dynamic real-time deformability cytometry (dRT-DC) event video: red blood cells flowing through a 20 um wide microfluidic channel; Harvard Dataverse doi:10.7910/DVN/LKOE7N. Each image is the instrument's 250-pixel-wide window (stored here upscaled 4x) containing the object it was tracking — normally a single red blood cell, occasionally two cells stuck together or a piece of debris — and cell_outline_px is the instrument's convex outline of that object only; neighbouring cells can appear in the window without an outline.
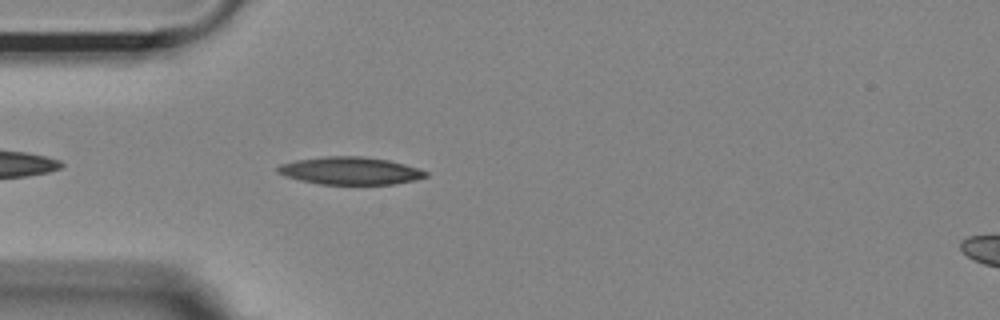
{"species": "Egyptian fruit bat (a non-hibernating species)", "species_latin": "Rousettus aegyptiacus", "temperature_condition": "room temperature", "stored_images_in_passage": 20, "camera_frame_rate_fps": 3000, "um_per_image_px": 0.085, "animal": {"sex": "female"}, "frame": {"image": 1, "passage_image": 3, "time_ms": 0.667, "image_size_px": [1000, 320], "cell_outline_px": [[428, 176], [416, 180], [396, 184], [320, 184], [300, 180], [276, 172], [276, 168], [280, 164], [296, 160], [324, 156], [364, 156], [388, 160], [404, 164], [428, 172]], "centroid_in_image_um": [29.78, 14.51], "position_along_channel_um": 55.2, "area_um2": 23.76}}
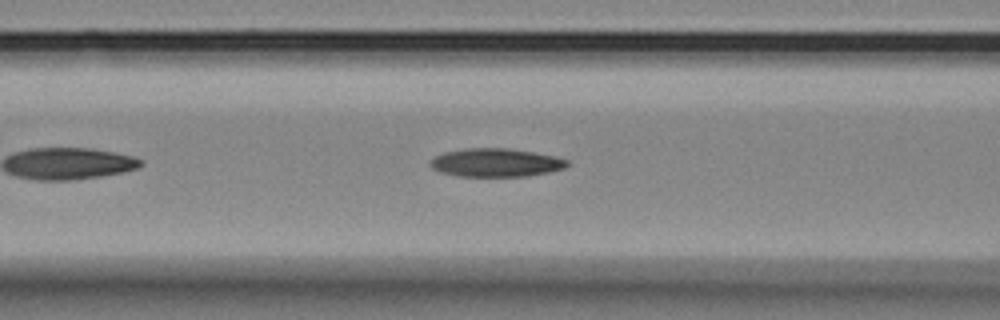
{"frame": {"image": 2, "passage_image": 9, "time_ms": 2.667, "image_size_px": [1000, 320], "cell_outline_px": [[568, 164], [564, 168], [548, 172], [528, 176], [456, 176], [440, 172], [432, 168], [428, 164], [428, 160], [444, 152], [464, 148], [508, 148], [556, 156], [568, 160]], "centroid_in_image_um": [42.1, 13.82], "position_along_channel_um": 124.5, "area_um2": 22.72}}
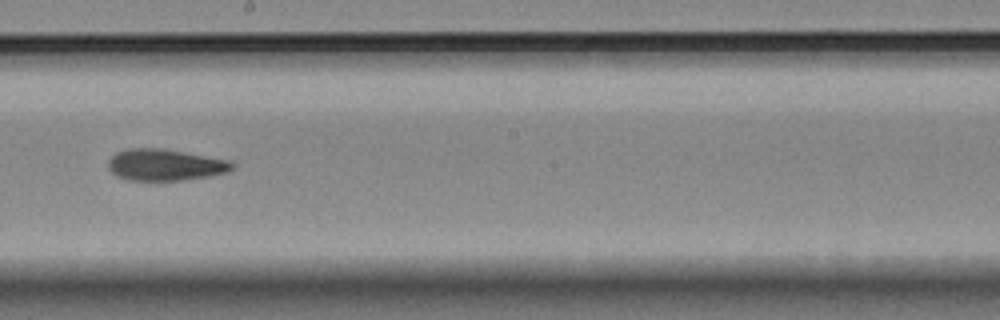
{"frame": {"image": 3, "passage_image": 18, "time_ms": 5.667, "image_size_px": [1000, 320], "cell_outline_px": [[236, 164], [228, 172], [208, 176], [184, 180], [128, 180], [116, 176], [108, 168], [108, 160], [116, 152], [128, 148], [160, 148], [232, 160]], "centroid_in_image_um": [14.04, 14.01], "position_along_channel_um": 234.2, "area_um2": 22.89}}